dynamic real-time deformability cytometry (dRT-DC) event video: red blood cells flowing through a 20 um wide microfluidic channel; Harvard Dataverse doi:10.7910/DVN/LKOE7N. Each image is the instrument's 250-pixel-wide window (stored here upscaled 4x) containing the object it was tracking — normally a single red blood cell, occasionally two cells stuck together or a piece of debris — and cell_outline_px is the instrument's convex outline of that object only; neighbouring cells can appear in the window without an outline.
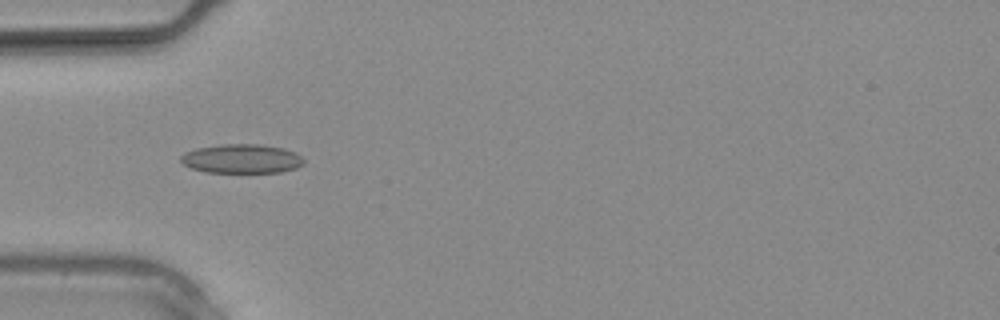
{"species": "common noctule bat (a hibernating species)", "species_latin": "Nyctalus noctula", "temperature_condition": "warm", "stored_images_in_passage": 10, "camera_frame_rate_fps": 3000, "um_per_image_px": 0.085, "animal": {"sex": "male", "body_mass_g": 20.4}, "frame": {"image": 1, "passage_image": 5, "time_ms": 1.333, "image_size_px": [1000, 320], "cell_outline_px": [[304, 164], [296, 168], [280, 172], [204, 172], [192, 168], [184, 164], [180, 160], [180, 156], [184, 152], [196, 148], [220, 144], [260, 144], [284, 148], [296, 152], [304, 160]], "centroid_in_image_um": [20.54, 13.48], "position_along_channel_um": 64.5, "area_um2": 20.98}}